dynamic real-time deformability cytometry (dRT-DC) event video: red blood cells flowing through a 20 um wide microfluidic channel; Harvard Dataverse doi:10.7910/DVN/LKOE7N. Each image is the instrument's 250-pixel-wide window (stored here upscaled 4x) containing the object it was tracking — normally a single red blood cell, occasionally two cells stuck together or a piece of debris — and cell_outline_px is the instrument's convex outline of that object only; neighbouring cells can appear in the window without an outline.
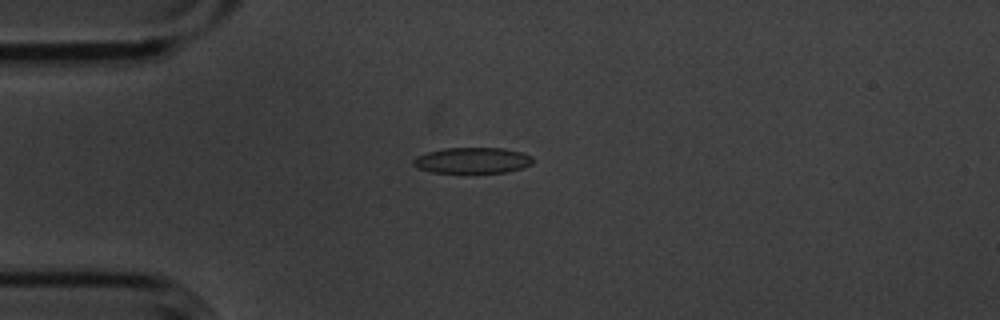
{"species": "common noctule bat (a hibernating species)", "species_latin": "Nyctalus noctula", "temperature_condition": "cold", "stored_images_in_passage": 5, "camera_frame_rate_fps": 3000, "um_per_image_px": 0.085, "animal": {"sex": "male", "body_mass_g": 20.1, "forearm_length_mm": 53.5}, "frame": {"image": 1, "passage_image": 3, "time_ms": 0.667, "image_size_px": [1000, 320], "cell_outline_px": [[532, 164], [524, 168], [508, 172], [432, 172], [416, 168], [412, 164], [412, 160], [416, 156], [428, 152], [444, 148], [504, 148], [524, 152], [532, 156]], "centroid_in_image_um": [40.17, 13.63], "position_along_channel_um": 44.8, "area_um2": 18.15}}
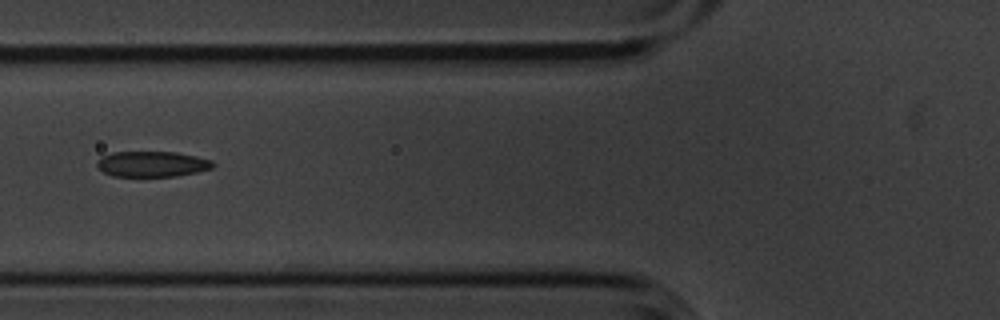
{"frame": {"image": 2, "passage_image": 5, "time_ms": 1.333, "image_size_px": [1000, 320], "cell_outline_px": [[216, 164], [212, 168], [196, 172], [176, 176], [112, 176], [104, 172], [96, 164], [96, 160], [100, 156], [112, 152], [176, 152], [196, 156], [212, 160]], "centroid_in_image_um": [12.92, 13.93], "position_along_channel_um": 112.9, "area_um2": 17.34}}